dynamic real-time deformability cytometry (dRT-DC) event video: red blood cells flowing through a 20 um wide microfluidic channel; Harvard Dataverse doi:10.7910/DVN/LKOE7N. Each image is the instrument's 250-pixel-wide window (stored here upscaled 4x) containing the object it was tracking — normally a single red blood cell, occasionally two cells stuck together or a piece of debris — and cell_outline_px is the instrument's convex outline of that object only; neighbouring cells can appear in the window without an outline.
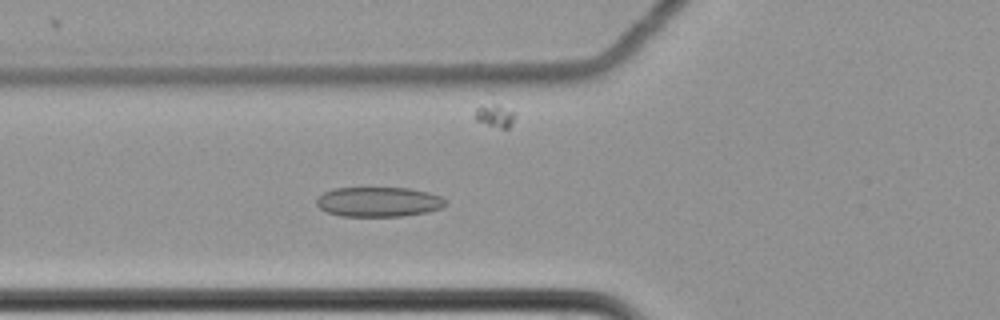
{"species": "common noctule bat (a hibernating species)", "species_latin": "Nyctalus noctula", "temperature_condition": "cold", "stored_images_in_passage": 40, "camera_frame_rate_fps": 3000, "um_per_image_px": 0.085, "animal": {"sex": "female", "body_mass_g": 22.7, "forearm_length_mm": 54.2}, "frame": {"image": 1, "passage_image": 3, "time_ms": 0.667, "image_size_px": [1000, 320], "cell_outline_px": [[448, 204], [440, 208], [424, 212], [400, 216], [340, 216], [328, 212], [320, 208], [316, 204], [316, 200], [324, 192], [332, 188], [408, 188], [428, 192], [440, 196], [448, 200]], "centroid_in_image_um": [32.18, 17.15], "position_along_channel_um": 93.6, "area_um2": 22.31}}
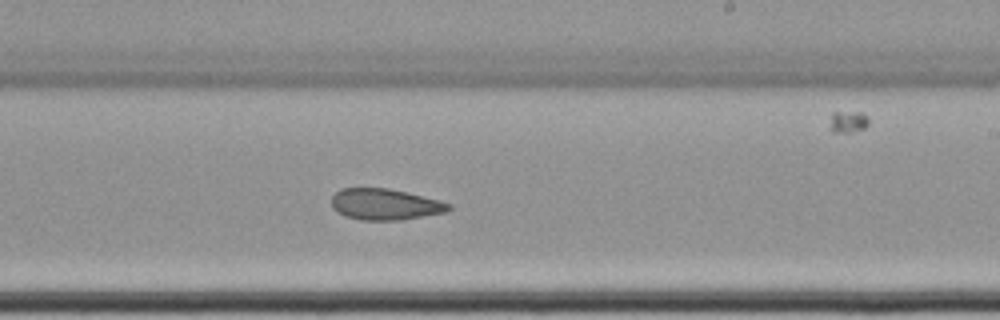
{"frame": {"image": 2, "passage_image": 17, "time_ms": 5.333, "image_size_px": [1000, 320], "cell_outline_px": [[452, 208], [448, 212], [400, 220], [360, 220], [344, 216], [332, 208], [332, 196], [340, 188], [388, 188], [408, 192], [440, 200], [452, 204]], "centroid_in_image_um": [32.75, 17.37], "position_along_channel_um": 256.2, "area_um2": 21.56}}
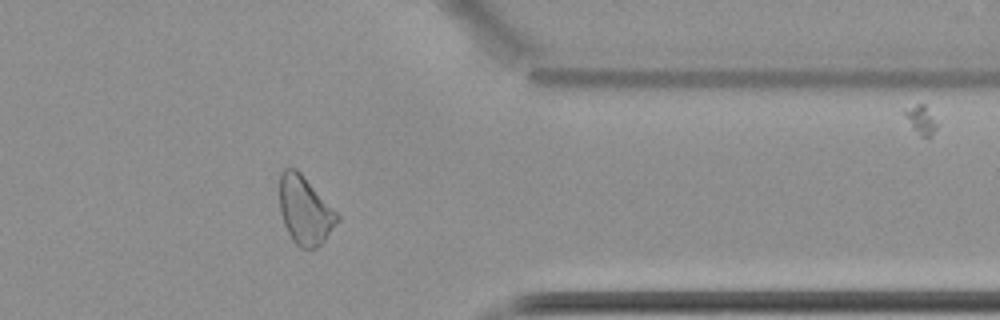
{"frame": {"image": 3, "passage_image": 29, "time_ms": 9.333, "image_size_px": [1000, 320], "cell_outline_px": [[340, 220], [324, 240], [316, 248], [300, 248], [292, 240], [284, 224], [280, 212], [280, 172], [284, 168], [296, 168], [300, 172], [340, 216]], "centroid_in_image_um": [25.91, 17.88], "position_along_channel_um": 385.5, "area_um2": 22.72}, "authors_computed_cell_mechanics": {"area_um2": 22.253, "velocity_mm_per_s": 3.4901, "shape_relaxation_time_tau1_ms": null, "shape_relaxation_time_tau2_ms": 4.24, "deformation_change_tau1": null, "deformation_change_tau2": 0.0964}}